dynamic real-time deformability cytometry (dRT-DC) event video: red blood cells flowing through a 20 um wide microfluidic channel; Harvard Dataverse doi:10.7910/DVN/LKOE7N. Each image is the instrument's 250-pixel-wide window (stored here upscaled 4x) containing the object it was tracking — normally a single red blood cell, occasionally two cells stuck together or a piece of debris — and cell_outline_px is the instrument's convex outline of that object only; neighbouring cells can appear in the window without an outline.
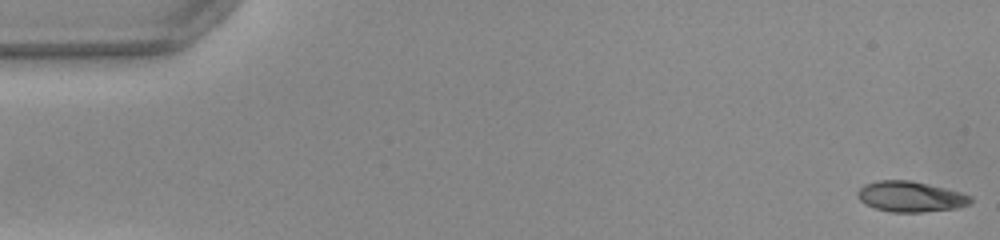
{"species": "common noctule bat (a hibernating species)", "species_latin": "Nyctalus noctula", "temperature_condition": "warm", "stored_images_in_passage": 43, "camera_frame_rate_fps": 3000, "um_per_image_px": 0.085, "animal": {"sex": "female", "body_mass_g": 22.0, "forearm_length_mm": 56.7}, "frame": {"image": 1, "passage_image": 1, "time_ms": 0.0, "image_size_px": [1000, 240], "cell_outline_px": [[972, 200], [968, 204], [956, 208], [924, 212], [888, 212], [864, 204], [856, 196], [856, 192], [864, 184], [876, 180], [912, 180], [960, 192], [972, 196]], "centroid_in_image_um": [77.35, 16.71], "position_along_channel_um": 7.7, "area_um2": 20.23}}
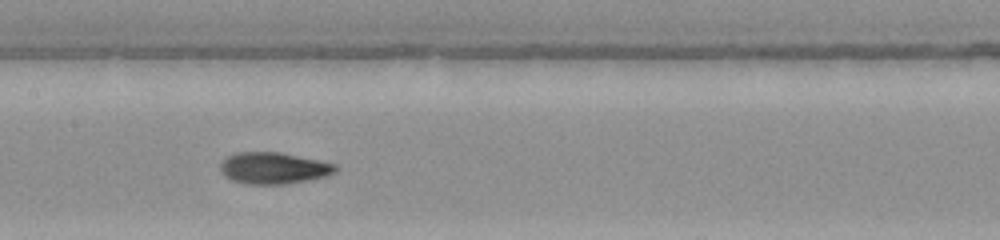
{"frame": {"image": 2, "passage_image": 25, "time_ms": 8.0, "image_size_px": [1000, 240], "cell_outline_px": [[340, 168], [336, 172], [324, 176], [308, 180], [284, 184], [244, 184], [232, 180], [224, 176], [220, 172], [220, 164], [228, 156], [236, 152], [280, 152], [336, 164]], "centroid_in_image_um": [23.24, 14.29], "position_along_channel_um": 184.2, "area_um2": 21.21}}
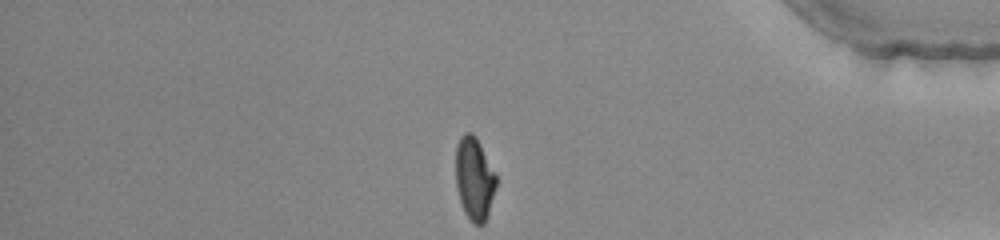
{"frame": {"image": 3, "passage_image": 43, "time_ms": 14.0, "image_size_px": [1000, 240], "cell_outline_px": [[496, 188], [488, 216], [484, 224], [472, 224], [464, 212], [456, 188], [456, 144], [460, 136], [464, 132], [472, 132], [476, 136], [496, 176]], "centroid_in_image_um": [40.31, 15.2], "position_along_channel_um": 394.9, "area_um2": 19.65}, "authors_computed_cell_mechanics": {"area_um2": 20.3456, "velocity_mm_per_s": 4.0184, "shape_relaxation_time_tau1_ms": 4.5875, "shape_relaxation_time_tau2_ms": 1.5747, "deformation_change_tau1": 0.2424, "deformation_change_tau2": 0.0737}}